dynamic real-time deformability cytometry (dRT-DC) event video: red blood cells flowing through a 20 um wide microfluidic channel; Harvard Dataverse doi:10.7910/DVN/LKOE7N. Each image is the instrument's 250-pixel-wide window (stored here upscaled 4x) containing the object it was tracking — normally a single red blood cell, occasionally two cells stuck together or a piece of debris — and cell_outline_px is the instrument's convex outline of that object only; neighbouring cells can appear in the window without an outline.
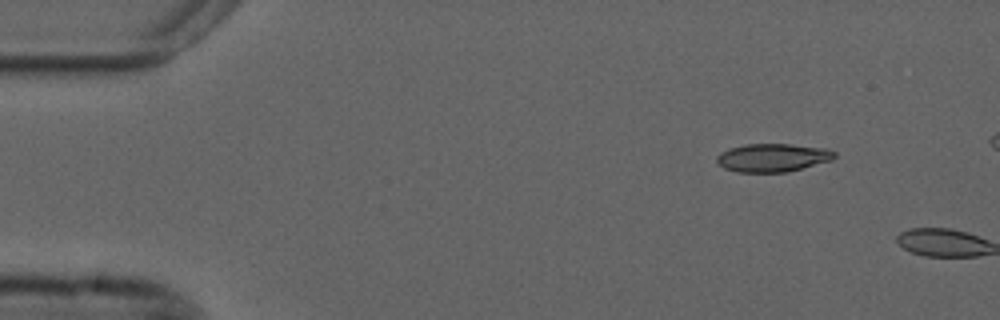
{"species": "common noctule bat (a hibernating species)", "species_latin": "Nyctalus noctula", "temperature_condition": "cold", "stored_images_in_passage": 2, "camera_frame_rate_fps": 3000, "um_per_image_px": 0.085, "animal": {"sex": "male", "forearm_length_mm": 52.5}, "frame": {"image": 1, "passage_image": 1, "time_ms": 0.0, "image_size_px": [1000, 320], "cell_outline_px": [[836, 156], [832, 160], [788, 172], [736, 172], [724, 168], [716, 160], [716, 156], [720, 152], [728, 148], [744, 144], [788, 144], [824, 148], [836, 152]], "centroid_in_image_um": [65.65, 13.4], "position_along_channel_um": 19.3, "area_um2": 19.42}}